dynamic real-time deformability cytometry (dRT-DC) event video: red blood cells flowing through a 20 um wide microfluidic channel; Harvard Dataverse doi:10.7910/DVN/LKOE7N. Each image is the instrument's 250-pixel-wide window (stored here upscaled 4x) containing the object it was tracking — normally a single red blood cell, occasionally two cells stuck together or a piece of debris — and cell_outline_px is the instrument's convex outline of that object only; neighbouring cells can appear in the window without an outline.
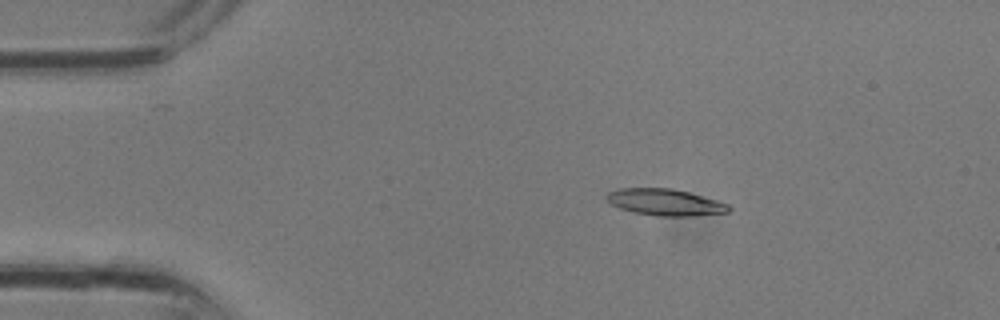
{"species": "common noctule bat (a hibernating species)", "species_latin": "Nyctalus noctula", "temperature_condition": "room temperature", "stored_images_in_passage": 8, "camera_frame_rate_fps": 3000, "um_per_image_px": 0.085, "animal": {"sex": "male", "body_mass_g": 13.3}, "frame": {"image": 1, "passage_image": 2, "time_ms": 0.333, "image_size_px": [1000, 320], "cell_outline_px": [[732, 208], [728, 212], [692, 216], [656, 216], [636, 212], [620, 208], [608, 204], [604, 196], [608, 192], [620, 188], [672, 188], [688, 192], [716, 200], [728, 204]], "centroid_in_image_um": [56.49, 17.19], "position_along_channel_um": 28.5, "area_um2": 18.96}}
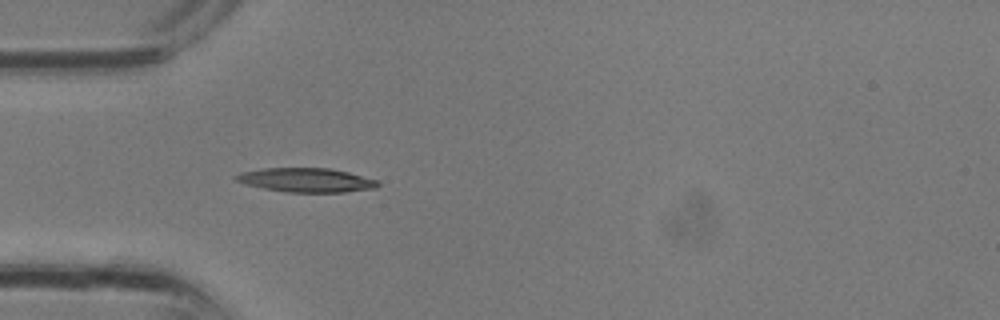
{"frame": {"image": 2, "passage_image": 6, "time_ms": 1.667, "image_size_px": [1000, 320], "cell_outline_px": [[380, 184], [376, 188], [344, 192], [284, 192], [244, 184], [236, 180], [232, 176], [240, 172], [264, 168], [328, 168], [348, 172], [380, 180]], "centroid_in_image_um": [26.03, 15.3], "position_along_channel_um": 59.0, "area_um2": 20.06}}
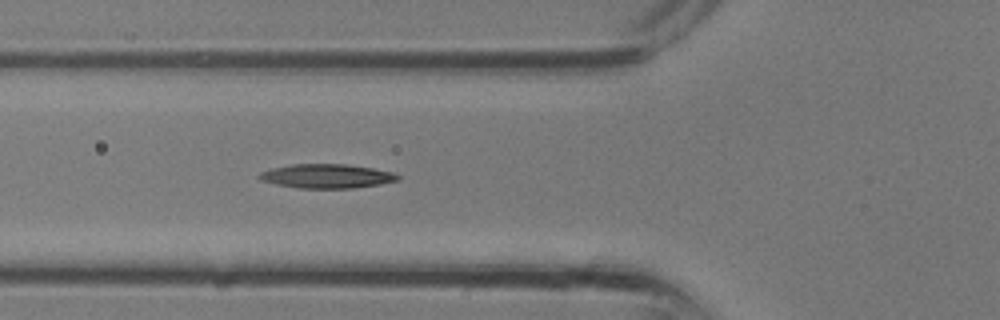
{"frame": {"image": 3, "passage_image": 8, "time_ms": 2.333, "image_size_px": [1000, 320], "cell_outline_px": [[400, 180], [380, 184], [352, 188], [300, 188], [276, 184], [260, 180], [256, 176], [260, 172], [272, 168], [292, 164], [348, 164], [396, 172], [400, 176]], "centroid_in_image_um": [27.8, 14.96], "position_along_channel_um": 98.0, "area_um2": 19.59}}